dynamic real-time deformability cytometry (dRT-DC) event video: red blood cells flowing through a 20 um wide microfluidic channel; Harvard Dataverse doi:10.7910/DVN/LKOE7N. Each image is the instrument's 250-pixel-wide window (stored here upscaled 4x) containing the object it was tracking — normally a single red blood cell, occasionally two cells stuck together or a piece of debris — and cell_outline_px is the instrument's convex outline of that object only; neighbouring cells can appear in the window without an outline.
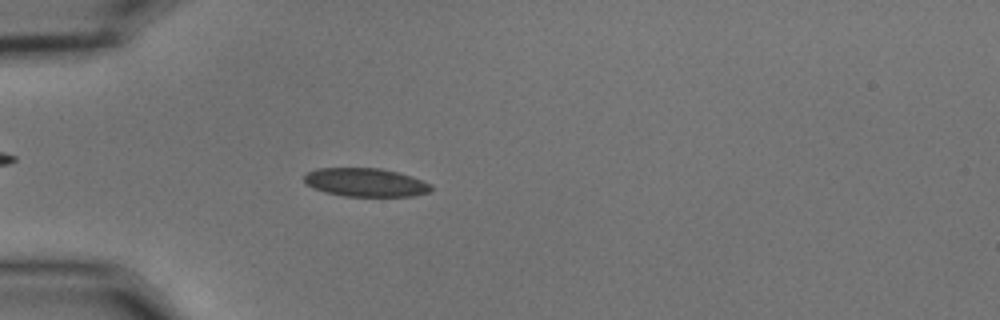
{"species": "common noctule bat (a hibernating species)", "species_latin": "Nyctalus noctula", "temperature_condition": "cold", "stored_images_in_passage": 55, "camera_frame_rate_fps": 3000, "um_per_image_px": 0.085, "animal": {"sex": "male", "body_mass_g": 15.6}, "frame": {"image": 1, "passage_image": 16, "time_ms": 5.0, "image_size_px": [1000, 320], "cell_outline_px": [[432, 188], [428, 192], [412, 196], [344, 196], [324, 192], [312, 188], [304, 180], [304, 176], [308, 172], [316, 168], [380, 168], [400, 172], [412, 176], [432, 184]], "centroid_in_image_um": [31.08, 15.5], "position_along_channel_um": 53.9, "area_um2": 21.15}}
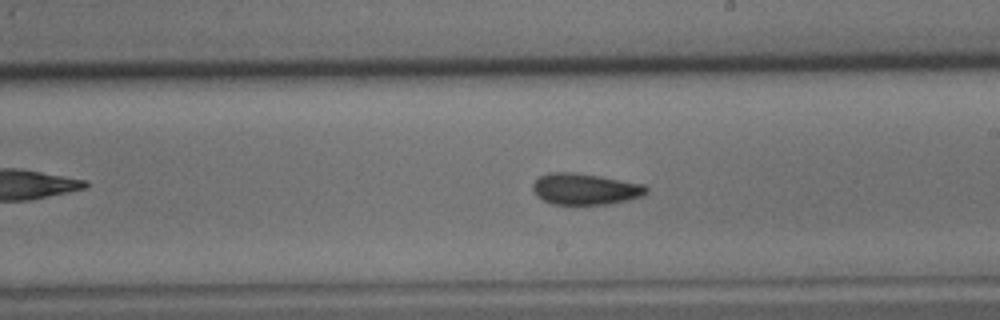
{"frame": {"image": 2, "passage_image": 32, "time_ms": 10.333, "image_size_px": [1000, 320], "cell_outline_px": [[648, 192], [644, 196], [628, 200], [608, 204], [552, 204], [536, 196], [532, 188], [532, 184], [540, 176], [548, 172], [576, 172], [600, 176], [644, 184], [648, 188]], "centroid_in_image_um": [49.75, 16.06], "position_along_channel_um": 239.3, "area_um2": 20.87}}
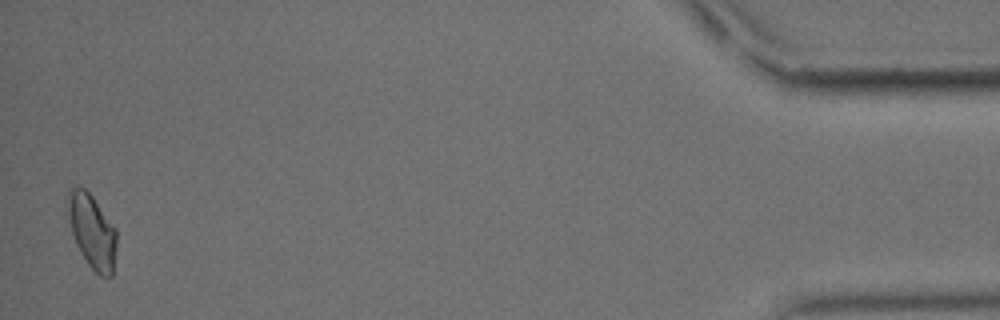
{"frame": {"image": 3, "passage_image": 54, "time_ms": 17.667, "image_size_px": [1000, 320], "cell_outline_px": [[116, 248], [112, 276], [100, 276], [88, 264], [80, 252], [76, 244], [72, 232], [68, 212], [68, 192], [72, 188], [84, 188], [92, 196], [116, 228]], "centroid_in_image_um": [7.85, 19.68], "position_along_channel_um": 427.4, "area_um2": 20.63}, "authors_computed_cell_mechanics": {"area_um2": 20.6924, "velocity_mm_per_s": 3.674, "shape_relaxation_time_tau1_ms": 8.1102, "shape_relaxation_time_tau2_ms": 3.7008, "deformation_change_tau1": 0.1265, "deformation_change_tau2": 0.0851}}